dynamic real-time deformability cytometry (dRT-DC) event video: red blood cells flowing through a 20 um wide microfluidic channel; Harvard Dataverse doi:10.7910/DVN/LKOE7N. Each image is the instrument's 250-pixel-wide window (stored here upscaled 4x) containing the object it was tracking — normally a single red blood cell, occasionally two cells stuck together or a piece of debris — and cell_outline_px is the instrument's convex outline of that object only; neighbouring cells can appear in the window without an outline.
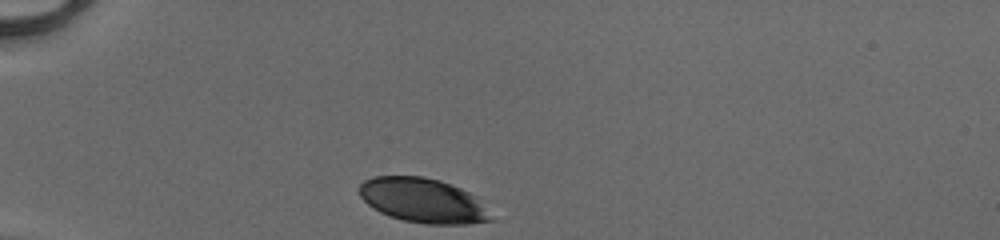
{"species": "human", "species_latin": "Homo sapiens", "temperature_condition": "cold", "stored_images_in_passage": 29, "camera_frame_rate_fps": 3000, "um_per_image_px": 0.085, "donor": {"sex": "male"}, "frame": {"image": 1, "passage_image": 1, "time_ms": 0.0, "image_size_px": [1000, 240], "cell_outline_px": [[492, 220], [468, 224], [424, 224], [404, 220], [388, 216], [380, 212], [368, 204], [360, 196], [360, 184], [364, 180], [376, 176], [424, 176], [440, 180], [460, 188], [468, 192], [472, 196]], "centroid_in_image_um": [35.85, 17.03], "position_along_channel_um": 49.1, "area_um2": 33.41}}
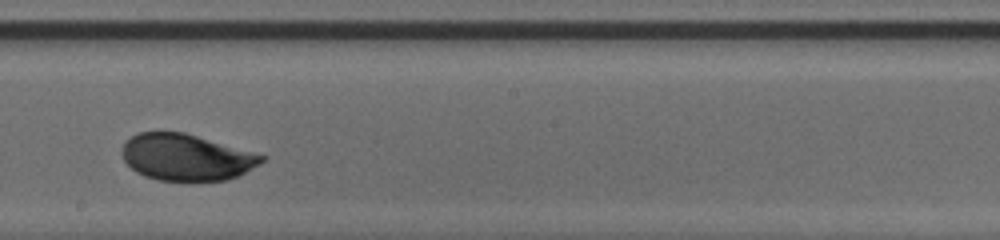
{"frame": {"image": 2, "passage_image": 17, "time_ms": 5.333, "image_size_px": [1000, 240], "cell_outline_px": [[268, 156], [260, 164], [228, 180], [192, 184], [184, 184], [156, 180], [144, 176], [136, 172], [124, 160], [124, 140], [140, 132], [184, 132]], "centroid_in_image_um": [15.86, 13.42], "position_along_channel_um": 232.3, "area_um2": 38.61}}
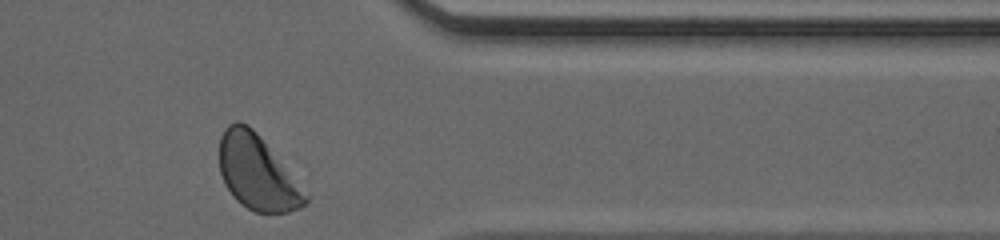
{"frame": {"image": 3, "passage_image": 29, "time_ms": 9.333, "image_size_px": [1000, 240], "cell_outline_px": [[308, 200], [300, 208], [288, 212], [256, 212], [248, 208], [236, 200], [232, 196], [224, 184], [220, 172], [220, 136], [224, 128], [228, 124], [236, 120], [240, 120], [248, 124], [256, 132], [308, 196]], "centroid_in_image_um": [21.8, 14.65], "position_along_channel_um": 389.6, "area_um2": 36.65}, "authors_computed_cell_mechanics": {"area_um2": 38.0324, "velocity_mm_per_s": 4.0938, "shape_relaxation_time_tau1_ms": 2.2465, "shape_relaxation_time_tau2_ms": null, "deformation_change_tau1": 0.1119, "deformation_change_tau2": null}}